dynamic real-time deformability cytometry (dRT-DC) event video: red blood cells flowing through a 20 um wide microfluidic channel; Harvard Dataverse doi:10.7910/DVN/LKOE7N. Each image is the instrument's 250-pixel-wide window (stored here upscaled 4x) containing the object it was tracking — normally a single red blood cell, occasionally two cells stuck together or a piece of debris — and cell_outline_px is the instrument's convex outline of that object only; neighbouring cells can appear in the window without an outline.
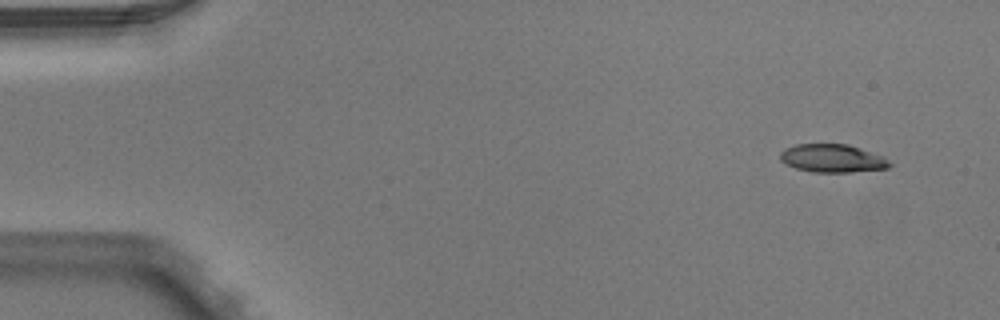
{"species": "Egyptian fruit bat (a non-hibernating species)", "species_latin": "Rousettus aegyptiacus", "temperature_condition": "warm", "stored_images_in_passage": 4, "segment_of_instrument_passage": [2, 2], "camera_frame_rate_fps": 3000, "um_per_image_px": 0.085, "animal": {"sex": "male"}, "frame": {"image": 1, "passage_image": 4, "time_ms": 1.0, "image_size_px": [1000, 320], "cell_outline_px": [[892, 164], [888, 168], [852, 172], [812, 172], [796, 168], [780, 160], [780, 152], [784, 148], [796, 144], [848, 144], [884, 156]], "centroid_in_image_um": [70.76, 13.45], "position_along_channel_um": 14.2, "area_um2": 17.98}}